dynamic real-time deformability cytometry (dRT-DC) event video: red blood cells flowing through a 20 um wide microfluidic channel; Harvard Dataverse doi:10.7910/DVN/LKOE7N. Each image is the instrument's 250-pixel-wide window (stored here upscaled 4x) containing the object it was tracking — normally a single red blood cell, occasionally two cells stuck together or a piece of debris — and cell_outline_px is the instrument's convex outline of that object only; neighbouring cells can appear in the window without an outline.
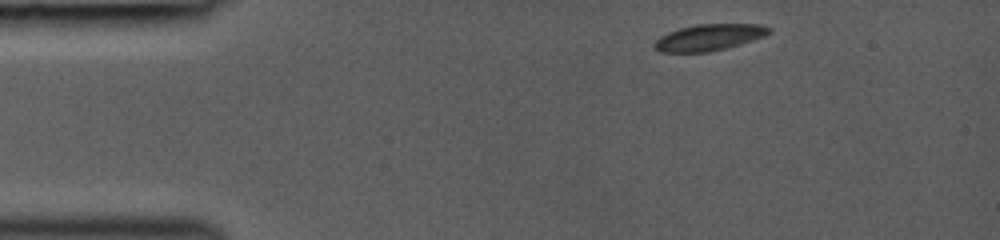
{"species": "common noctule bat (a hibernating species)", "species_latin": "Nyctalus noctula", "temperature_condition": "room temperature", "stored_images_in_passage": 2, "camera_frame_rate_fps": 3000, "um_per_image_px": 0.085, "animal": {"sex": "female", "body_mass_g": 19.0, "forearm_length_mm": 53.3}, "frame": {"image": 1, "passage_image": 2, "time_ms": 1.0, "image_size_px": [1000, 240], "cell_outline_px": [[772, 32], [764, 36], [740, 44], [708, 52], [660, 52], [652, 44], [660, 36], [668, 32], [680, 28], [696, 24], [764, 24], [772, 28]], "centroid_in_image_um": [60.29, 3.16], "position_along_channel_um": 24.7, "area_um2": 17.63}}